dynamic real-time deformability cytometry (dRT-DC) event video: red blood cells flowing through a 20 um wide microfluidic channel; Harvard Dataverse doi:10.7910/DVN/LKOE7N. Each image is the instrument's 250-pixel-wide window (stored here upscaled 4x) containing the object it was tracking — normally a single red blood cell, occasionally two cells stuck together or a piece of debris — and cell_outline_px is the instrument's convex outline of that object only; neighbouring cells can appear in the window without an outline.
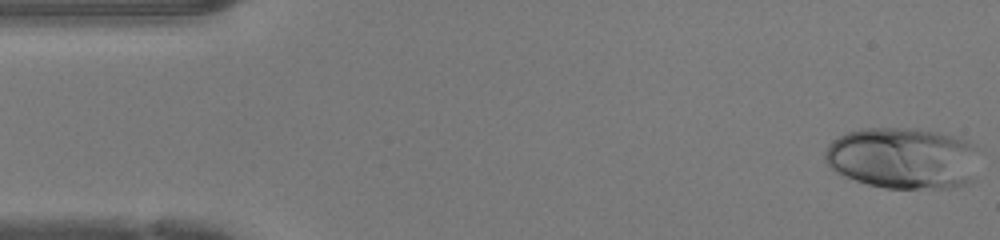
{"species": "human", "species_latin": "Homo sapiens", "temperature_condition": "warm", "stored_images_in_passage": 46, "camera_frame_rate_fps": 3000, "um_per_image_px": 0.085, "donor": {"sex": "female"}, "frame": {"image": 1, "passage_image": 1, "time_ms": 0.0, "image_size_px": [1000, 240], "cell_outline_px": [[972, 148], [968, 180], [964, 184], [948, 188], [884, 188], [868, 184], [856, 180], [836, 172], [824, 160], [824, 152], [828, 144], [832, 140], [848, 132], [860, 128], [916, 128], [940, 132], [968, 140]], "centroid_in_image_um": [76.59, 13.42], "position_along_channel_um": 8.4, "area_um2": 54.16}}
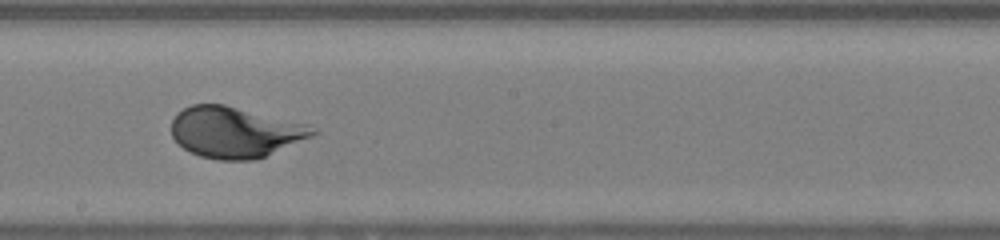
{"frame": {"image": 2, "passage_image": 25, "time_ms": 8.0, "image_size_px": [1000, 240], "cell_outline_px": [[320, 132], [312, 136], [264, 156], [252, 160], [216, 160], [200, 156], [184, 148], [172, 136], [172, 120], [176, 112], [192, 104], [224, 104], [308, 124], [320, 128]], "centroid_in_image_um": [19.99, 11.22], "position_along_channel_um": 228.2, "area_um2": 41.85}}
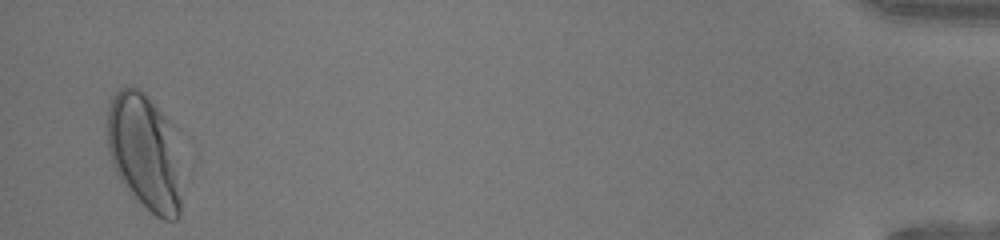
{"frame": {"image": 3, "passage_image": 45, "time_ms": 14.667, "image_size_px": [1000, 240], "cell_outline_px": [[180, 216], [176, 220], [164, 220], [156, 216], [120, 180], [112, 164], [108, 152], [108, 104], [112, 96], [120, 88], [140, 88], [180, 128]], "centroid_in_image_um": [12.38, 12.84], "position_along_channel_um": 422.8, "area_um2": 51.85}}